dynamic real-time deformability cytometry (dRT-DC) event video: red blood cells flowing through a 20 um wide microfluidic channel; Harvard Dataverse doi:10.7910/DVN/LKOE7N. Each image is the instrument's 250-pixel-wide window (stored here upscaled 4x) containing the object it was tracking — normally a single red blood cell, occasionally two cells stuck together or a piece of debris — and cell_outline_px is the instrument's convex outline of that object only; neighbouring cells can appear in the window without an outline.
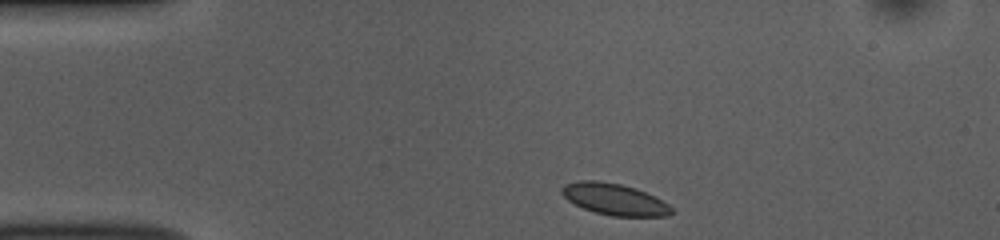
{"species": "common noctule bat (a hibernating species)", "species_latin": "Nyctalus noctula", "temperature_condition": "room temperature", "stored_images_in_passage": 43, "camera_frame_rate_fps": 3000, "um_per_image_px": 0.085, "animal": {"sex": "female", "body_mass_g": 10.0, "forearm_length_mm": 53.1}, "frame": {"image": 1, "passage_image": 1, "time_ms": 0.0, "image_size_px": [1000, 240], "cell_outline_px": [[672, 212], [668, 216], [612, 216], [596, 212], [584, 208], [568, 200], [560, 192], [560, 188], [564, 184], [580, 180], [600, 180], [620, 184], [636, 188], [656, 196], [668, 204], [672, 208]], "centroid_in_image_um": [52.23, 16.92], "position_along_channel_um": 32.8, "area_um2": 20.17}}
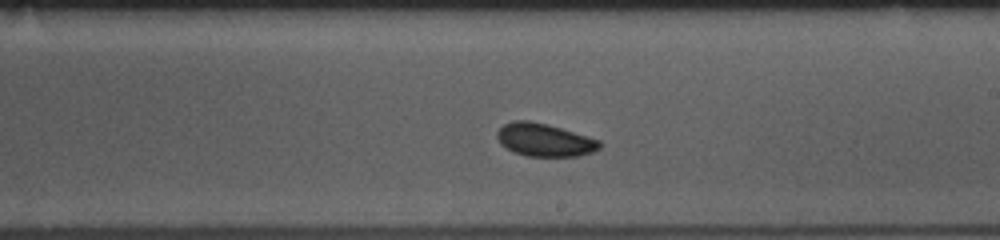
{"frame": {"image": 2, "passage_image": 21, "time_ms": 6.667, "image_size_px": [1000, 240], "cell_outline_px": [[600, 148], [592, 152], [580, 156], [528, 156], [512, 152], [500, 144], [496, 136], [496, 132], [504, 124], [512, 120], [528, 120], [548, 124], [588, 136], [600, 140]], "centroid_in_image_um": [46.25, 11.89], "position_along_channel_um": 242.7, "area_um2": 19.83}}
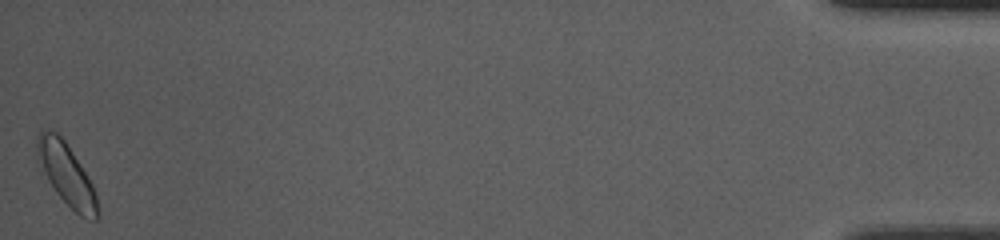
{"frame": {"image": 3, "passage_image": 43, "time_ms": 14.0, "image_size_px": [1000, 240], "cell_outline_px": [[100, 216], [96, 220], [92, 220], [80, 216], [40, 176], [36, 160], [36, 136], [40, 132], [48, 128], [56, 132], [64, 140], [80, 164], [92, 184], [96, 196]], "centroid_in_image_um": [5.57, 14.81], "position_along_channel_um": 429.6, "area_um2": 22.2}, "authors_computed_cell_mechanics": {"area_um2": 19.5942, "velocity_mm_per_s": 3.8101, "shape_relaxation_time_tau1_ms": 7.9467, "shape_relaxation_time_tau2_ms": null, "deformation_change_tau1": 0.1509, "deformation_change_tau2": null}}